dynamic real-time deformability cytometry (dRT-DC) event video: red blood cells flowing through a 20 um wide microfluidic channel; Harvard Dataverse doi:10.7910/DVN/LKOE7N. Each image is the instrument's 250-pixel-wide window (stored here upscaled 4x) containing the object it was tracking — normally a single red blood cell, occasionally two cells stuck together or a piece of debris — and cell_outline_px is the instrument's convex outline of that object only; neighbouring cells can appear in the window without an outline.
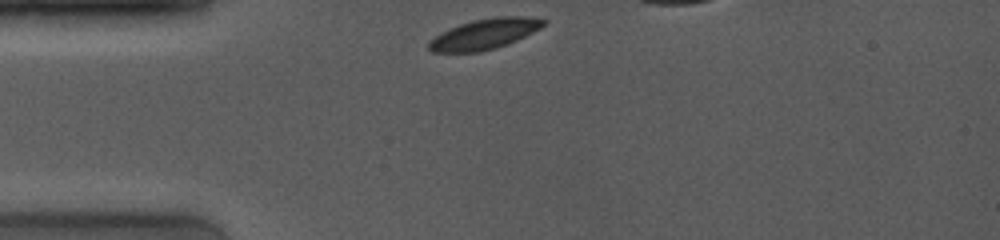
{"species": "common noctule bat (a hibernating species)", "species_latin": "Nyctalus noctula", "temperature_condition": "room temperature", "stored_images_in_passage": 18, "camera_frame_rate_fps": 4000, "um_per_image_px": 0.085, "animal": {"sex": "female", "body_mass_g": 19.0, "forearm_length_mm": 53.3}, "frame": {"image": 1, "passage_image": 1, "time_ms": 0.0, "image_size_px": [1000, 240], "cell_outline_px": [[548, 20], [540, 28], [516, 40], [496, 48], [480, 52], [432, 52], [428, 48], [428, 44], [436, 36], [460, 24], [472, 20], [500, 16], [528, 16]], "centroid_in_image_um": [41.22, 2.89], "position_along_channel_um": 43.8, "area_um2": 20.0}}
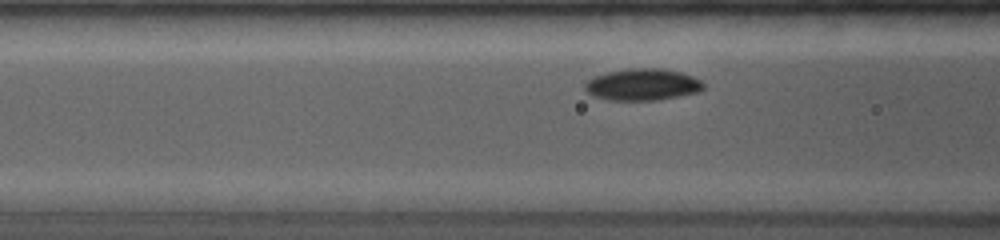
{"frame": {"image": 2, "passage_image": 11, "time_ms": 2.25, "image_size_px": [1000, 240], "cell_outline_px": [[704, 88], [696, 92], [680, 96], [656, 100], [608, 100], [592, 96], [584, 88], [584, 84], [592, 76], [608, 72], [628, 68], [660, 68], [680, 72], [692, 76], [700, 80], [704, 84]], "centroid_in_image_um": [54.58, 7.19], "position_along_channel_um": 112.0, "area_um2": 21.96}}